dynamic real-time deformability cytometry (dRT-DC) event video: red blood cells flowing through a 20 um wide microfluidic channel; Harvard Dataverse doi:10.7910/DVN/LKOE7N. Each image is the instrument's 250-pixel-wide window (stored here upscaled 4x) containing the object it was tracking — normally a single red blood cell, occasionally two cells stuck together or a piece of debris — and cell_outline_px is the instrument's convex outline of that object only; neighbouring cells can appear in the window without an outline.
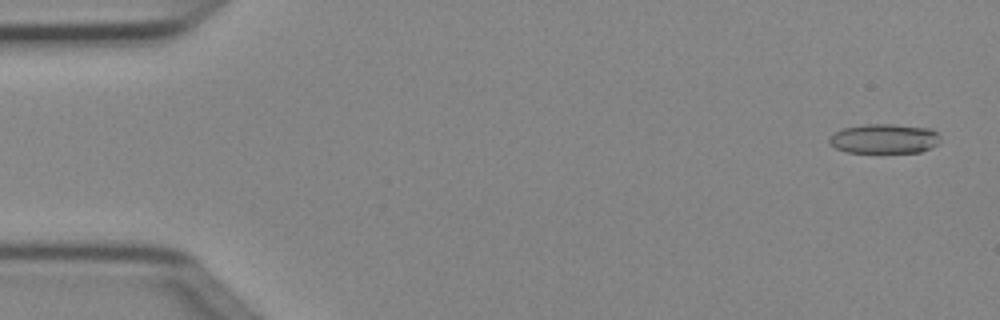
{"species": "Egyptian fruit bat (a non-hibernating species)", "species_latin": "Rousettus aegyptiacus", "temperature_condition": "cold", "stored_images_in_passage": 6, "camera_frame_rate_fps": 3000, "um_per_image_px": 0.085, "animal": {"sex": "female"}, "frame": {"image": 1, "passage_image": 1, "time_ms": 0.0, "image_size_px": [1000, 320], "cell_outline_px": [[940, 140], [932, 148], [920, 152], [848, 152], [836, 148], [828, 144], [828, 140], [836, 132], [844, 128], [864, 124], [892, 124], [932, 128], [940, 136]], "centroid_in_image_um": [75.19, 11.78], "position_along_channel_um": 9.8, "area_um2": 19.13}}
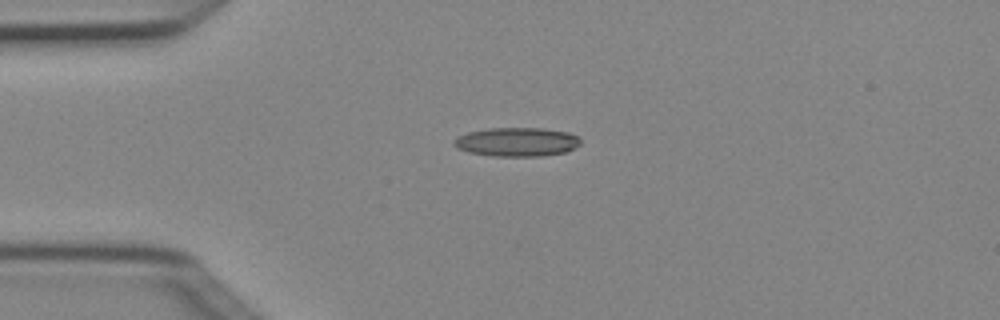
{"frame": {"image": 2, "passage_image": 4, "time_ms": 1.0, "image_size_px": [1000, 320], "cell_outline_px": [[580, 144], [576, 148], [564, 152], [544, 156], [492, 156], [468, 152], [456, 148], [452, 144], [452, 140], [468, 132], [488, 128], [540, 128], [568, 132], [576, 136], [580, 140]], "centroid_in_image_um": [43.91, 12.07], "position_along_channel_um": 41.1, "area_um2": 21.39}}
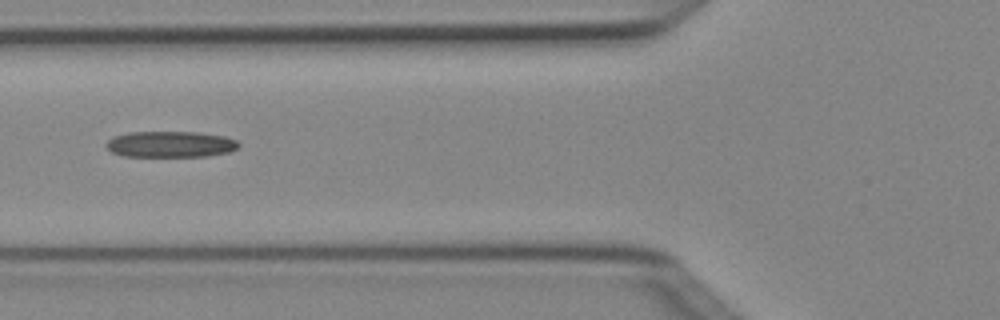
{"frame": {"image": 3, "passage_image": 6, "time_ms": 1.667, "image_size_px": [1000, 320], "cell_outline_px": [[240, 144], [236, 148], [228, 152], [208, 156], [124, 156], [112, 152], [104, 144], [112, 136], [128, 132], [196, 132], [224, 136], [236, 140]], "centroid_in_image_um": [14.45, 12.25], "position_along_channel_um": 111.3, "area_um2": 20.11}}